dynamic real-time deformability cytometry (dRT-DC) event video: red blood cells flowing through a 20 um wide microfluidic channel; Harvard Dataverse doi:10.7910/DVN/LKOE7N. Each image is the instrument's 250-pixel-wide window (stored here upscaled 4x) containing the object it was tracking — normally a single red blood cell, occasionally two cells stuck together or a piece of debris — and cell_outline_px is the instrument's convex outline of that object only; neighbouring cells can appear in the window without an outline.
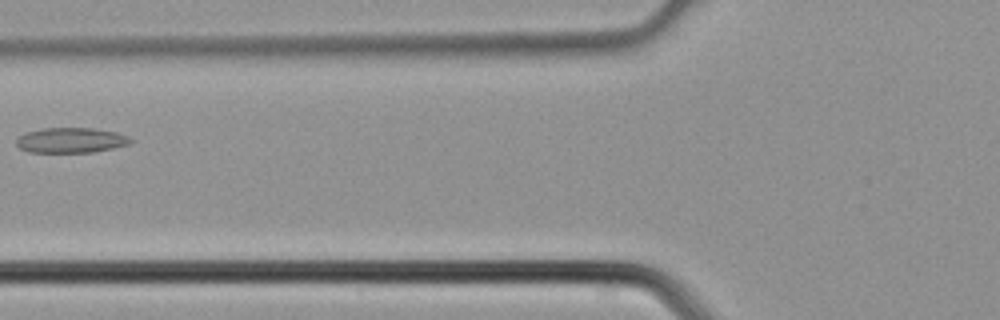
{"species": "common noctule bat (a hibernating species)", "species_latin": "Nyctalus noctula", "temperature_condition": "cold", "stored_images_in_passage": 4, "camera_frame_rate_fps": 3000, "um_per_image_px": 0.085, "animal": {"sex": "male", "body_mass_g": 21.5, "forearm_length_mm": 52.0}, "frame": {"image": 1, "passage_image": 4, "time_ms": 1.0, "image_size_px": [1000, 320], "cell_outline_px": [[132, 140], [128, 144], [112, 148], [92, 152], [28, 152], [20, 148], [16, 144], [16, 140], [24, 132], [44, 128], [92, 128], [116, 132], [128, 136]], "centroid_in_image_um": [6.0, 11.91], "position_along_channel_um": 119.8, "area_um2": 16.65}}